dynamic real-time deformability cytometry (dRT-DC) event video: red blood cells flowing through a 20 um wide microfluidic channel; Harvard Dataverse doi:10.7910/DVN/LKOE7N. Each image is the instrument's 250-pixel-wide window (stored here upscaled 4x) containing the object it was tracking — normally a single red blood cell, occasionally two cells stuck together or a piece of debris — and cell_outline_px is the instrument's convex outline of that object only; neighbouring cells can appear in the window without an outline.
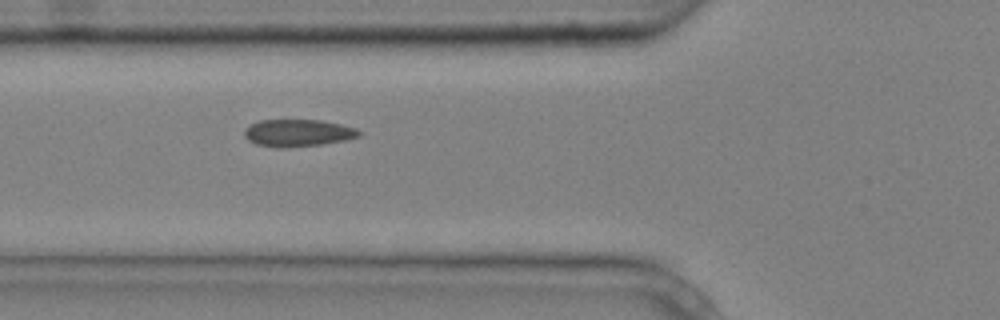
{"species": "common noctule bat (a hibernating species)", "species_latin": "Nyctalus noctula", "temperature_condition": "cold", "stored_images_in_passage": 4, "camera_frame_rate_fps": 3000, "um_per_image_px": 0.085, "animal": {"sex": "male", "body_mass_g": 20.4}, "frame": {"image": 1, "passage_image": 2, "time_ms": 0.333, "image_size_px": [1000, 320], "cell_outline_px": [[364, 132], [360, 136], [344, 140], [320, 144], [284, 148], [276, 148], [256, 144], [248, 140], [244, 136], [244, 128], [260, 120], [320, 120], [340, 124], [356, 128]], "centroid_in_image_um": [25.32, 11.3], "position_along_channel_um": 100.5, "area_um2": 18.21}}